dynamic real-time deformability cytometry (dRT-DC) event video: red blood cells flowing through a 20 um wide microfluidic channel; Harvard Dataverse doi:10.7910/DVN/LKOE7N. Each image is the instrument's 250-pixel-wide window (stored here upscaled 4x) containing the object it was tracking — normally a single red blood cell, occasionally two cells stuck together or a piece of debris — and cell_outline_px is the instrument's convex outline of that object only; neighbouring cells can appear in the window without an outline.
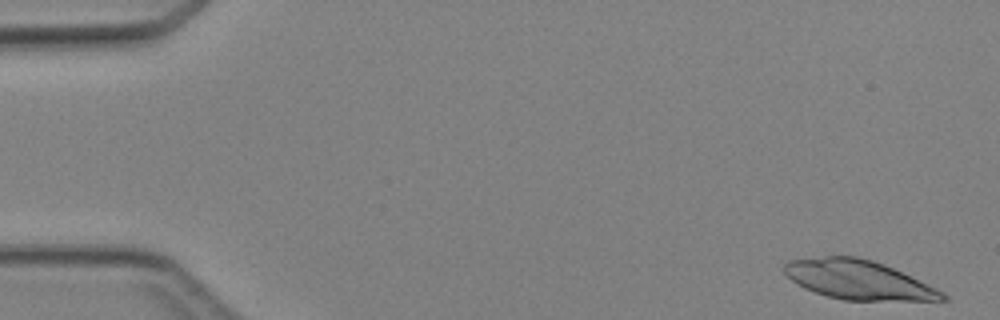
{"species": "Egyptian fruit bat (a non-hibernating species)", "species_latin": "Rousettus aegyptiacus", "temperature_condition": "cold", "stored_images_in_passage": 7, "camera_frame_rate_fps": 3000, "um_per_image_px": 0.085, "animal": {"sex": "female"}, "frame": {"image": 1, "passage_image": 1, "time_ms": 0.0, "image_size_px": [1000, 320], "cell_outline_px": [[948, 300], [844, 300], [828, 296], [804, 288], [796, 284], [784, 272], [784, 264], [788, 260], [824, 256], [856, 256], [872, 260], [884, 264], [936, 288], [944, 292], [948, 296]], "centroid_in_image_um": [72.94, 23.77], "position_along_channel_um": 12.1, "area_um2": 35.78}}
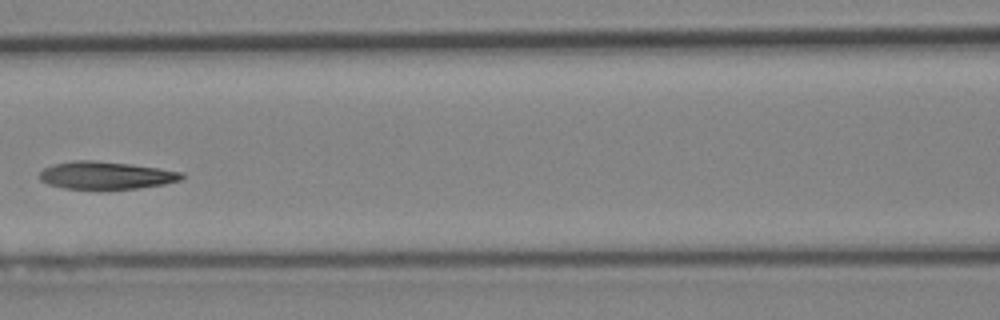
{"frame": {"image": 2, "passage_image": 6, "time_ms": 6.667, "image_size_px": [1000, 320], "cell_outline_px": [[184, 176], [180, 180], [164, 184], [140, 188], [64, 188], [48, 184], [40, 180], [40, 172], [44, 168], [52, 164], [72, 160], [92, 160], [132, 164], [160, 168], [180, 172]], "centroid_in_image_um": [8.99, 14.88], "position_along_channel_um": 157.6, "area_um2": 22.66}}
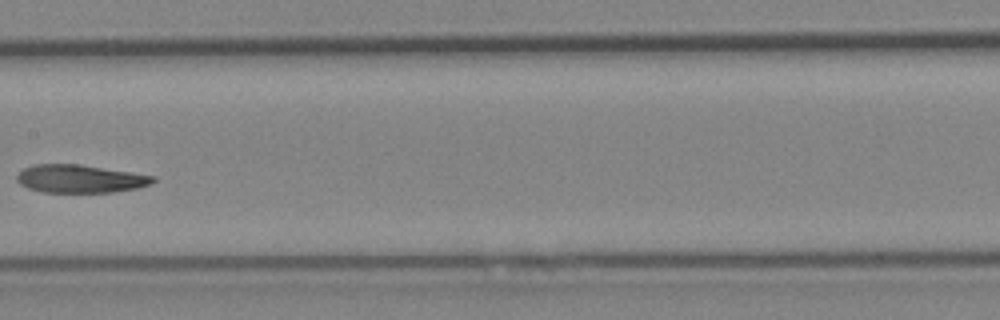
{"frame": {"image": 3, "passage_image": 7, "time_ms": 7.667, "image_size_px": [1000, 320], "cell_outline_px": [[156, 180], [152, 184], [136, 188], [112, 192], [40, 192], [28, 188], [20, 184], [16, 180], [16, 176], [24, 168], [32, 164], [80, 164], [132, 172], [156, 176]], "centroid_in_image_um": [6.81, 15.19], "position_along_channel_um": 200.6, "area_um2": 22.37}}